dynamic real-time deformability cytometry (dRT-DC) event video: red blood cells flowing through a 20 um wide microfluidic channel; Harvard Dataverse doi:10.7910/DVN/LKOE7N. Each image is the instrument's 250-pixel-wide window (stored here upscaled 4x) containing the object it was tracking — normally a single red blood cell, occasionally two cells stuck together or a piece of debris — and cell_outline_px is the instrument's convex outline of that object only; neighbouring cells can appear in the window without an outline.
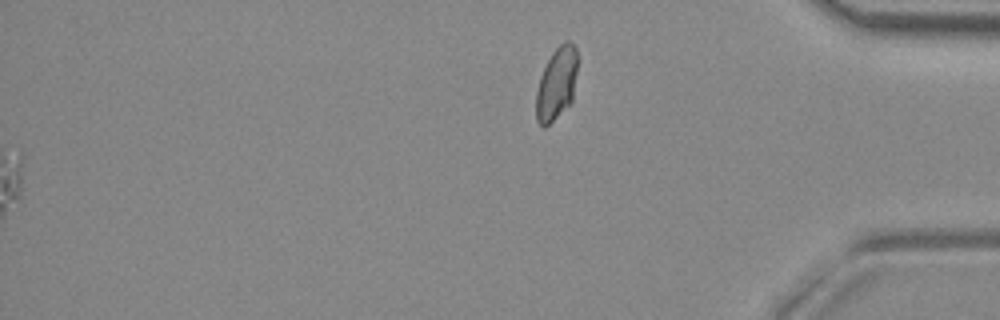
{"species": "common noctule bat (a hibernating species)", "species_latin": "Nyctalus noctula", "temperature_condition": "room temperature", "stored_images_in_passage": 45, "segment_of_instrument_passage": [2, 2], "camera_frame_rate_fps": 3000, "um_per_image_px": 0.085, "animal": {"sex": "female", "body_mass_g": 29.2, "forearm_length_mm": 56.3}, "frame": {"image": 1, "passage_image": 45, "time_ms": 14.667, "image_size_px": [1000, 320], "cell_outline_px": [[576, 72], [572, 100], [544, 128], [536, 120], [536, 92], [540, 76], [552, 52], [564, 40], [568, 40], [576, 48]], "centroid_in_image_um": [47.28, 7.08], "position_along_channel_um": 387.9, "area_um2": 17.05}}